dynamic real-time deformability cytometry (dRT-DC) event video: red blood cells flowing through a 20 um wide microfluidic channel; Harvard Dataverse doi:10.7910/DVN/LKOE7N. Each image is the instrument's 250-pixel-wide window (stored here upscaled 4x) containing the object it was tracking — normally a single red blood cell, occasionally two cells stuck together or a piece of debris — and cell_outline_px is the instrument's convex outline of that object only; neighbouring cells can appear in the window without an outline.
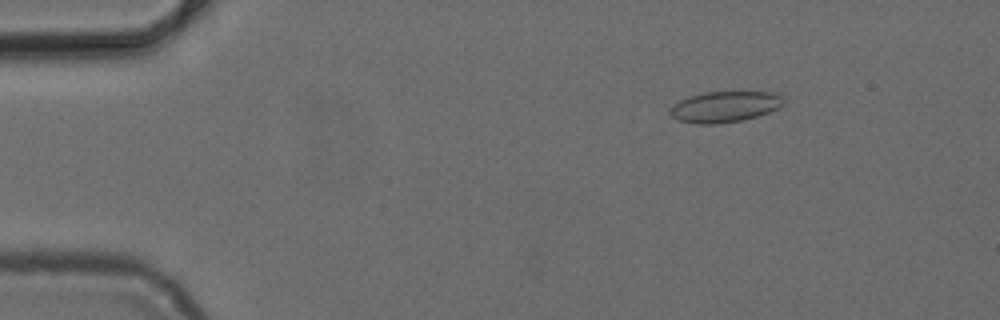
{"species": "common noctule bat (a hibernating species)", "species_latin": "Nyctalus noctula", "temperature_condition": "cold", "stored_images_in_passage": 46, "camera_frame_rate_fps": 3000, "um_per_image_px": 0.085, "animal": {"sex": "female", "body_mass_g": 24.6, "forearm_length_mm": 56.2}, "frame": {"image": 1, "passage_image": 2, "time_ms": 0.333, "image_size_px": [1000, 320], "cell_outline_px": [[784, 104], [780, 108], [744, 120], [716, 124], [696, 124], [680, 120], [672, 116], [668, 112], [680, 100], [688, 96], [704, 92], [776, 92], [784, 100]], "centroid_in_image_um": [61.63, 9.07], "position_along_channel_um": 23.4, "area_um2": 20.4}}
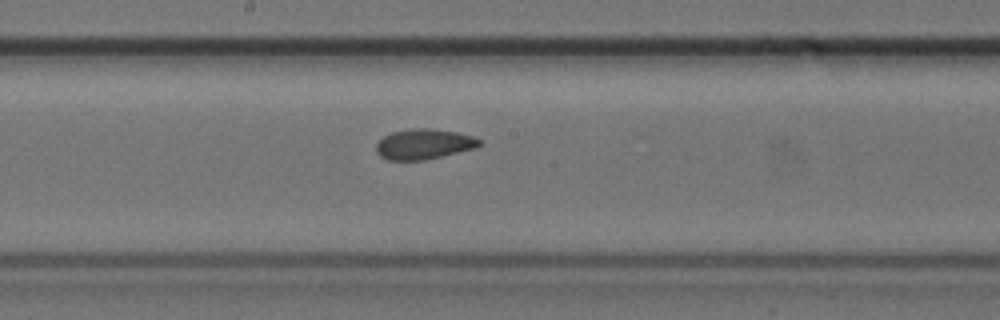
{"frame": {"image": 2, "passage_image": 22, "time_ms": 7.0, "image_size_px": [1000, 320], "cell_outline_px": [[484, 144], [476, 148], [424, 160], [388, 160], [380, 156], [376, 152], [376, 144], [384, 136], [392, 132], [412, 128], [428, 128], [456, 132], [472, 136], [480, 140]], "centroid_in_image_um": [36.03, 12.25], "position_along_channel_um": 212.2, "area_um2": 18.21}}
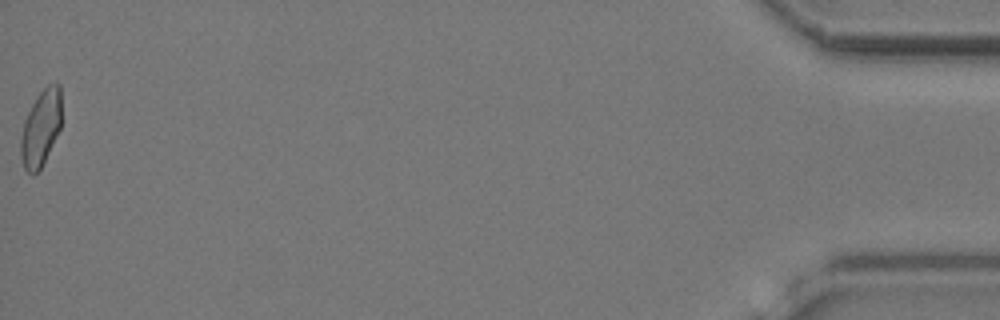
{"frame": {"image": 3, "passage_image": 46, "time_ms": 15.0, "image_size_px": [1000, 320], "cell_outline_px": [[60, 128], [40, 168], [32, 176], [24, 168], [20, 156], [20, 140], [24, 120], [36, 96], [48, 84], [56, 80], [60, 84]], "centroid_in_image_um": [3.45, 10.85], "position_along_channel_um": 431.7, "area_um2": 17.92}}